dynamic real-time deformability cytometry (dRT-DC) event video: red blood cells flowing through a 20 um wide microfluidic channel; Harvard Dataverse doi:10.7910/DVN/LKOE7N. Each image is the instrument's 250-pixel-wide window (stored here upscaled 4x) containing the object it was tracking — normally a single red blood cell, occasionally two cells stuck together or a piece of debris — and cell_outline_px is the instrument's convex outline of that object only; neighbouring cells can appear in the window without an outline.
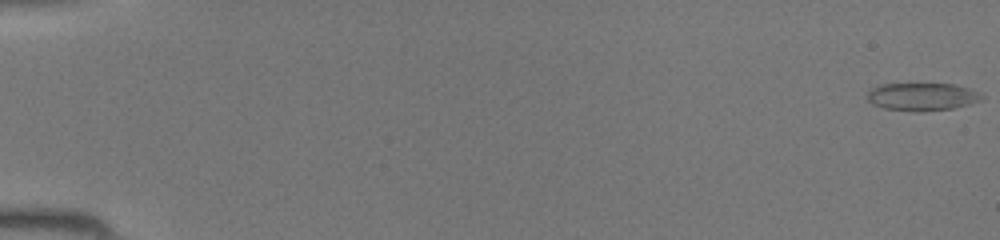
{"species": "common noctule bat (a hibernating species)", "species_latin": "Nyctalus noctula", "temperature_condition": "room temperature", "stored_images_in_passage": 46, "camera_frame_rate_fps": 3000, "um_per_image_px": 0.085, "animal": {"sex": "female", "body_mass_g": 19.5, "forearm_length_mm": 54.1}, "frame": {"image": 1, "passage_image": 1, "time_ms": 0.0, "image_size_px": [1000, 240], "cell_outline_px": [[984, 96], [980, 100], [968, 104], [952, 108], [920, 112], [916, 112], [884, 108], [872, 104], [868, 100], [868, 92], [872, 88], [880, 84], [956, 84], [980, 92]], "centroid_in_image_um": [78.38, 8.22], "position_along_channel_um": 6.6, "area_um2": 18.5}}
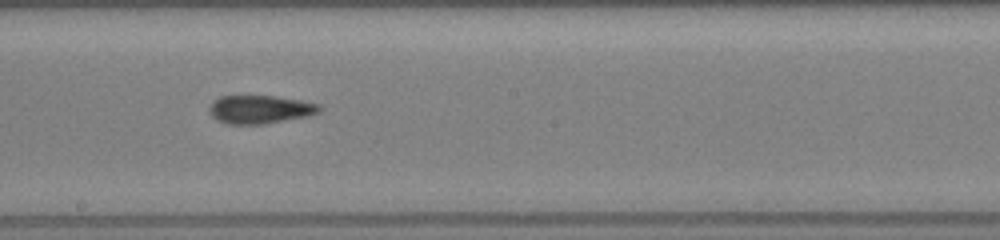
{"frame": {"image": 2, "passage_image": 27, "time_ms": 8.667, "image_size_px": [1000, 240], "cell_outline_px": [[324, 108], [320, 112], [308, 116], [264, 124], [228, 124], [216, 120], [208, 112], [208, 108], [212, 100], [220, 96], [276, 96], [300, 100], [320, 104]], "centroid_in_image_um": [22.1, 9.3], "position_along_channel_um": 226.1, "area_um2": 18.44}}
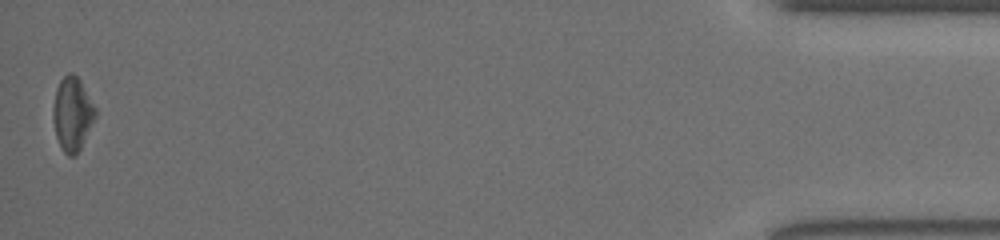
{"frame": {"image": 3, "passage_image": 46, "time_ms": 15.0, "image_size_px": [1000, 240], "cell_outline_px": [[96, 116], [76, 156], [68, 156], [60, 148], [56, 136], [52, 116], [52, 108], [56, 88], [60, 80], [68, 72], [72, 72], [80, 80], [96, 108]], "centroid_in_image_um": [6.13, 9.68], "position_along_channel_um": 429.1, "area_um2": 18.21}}